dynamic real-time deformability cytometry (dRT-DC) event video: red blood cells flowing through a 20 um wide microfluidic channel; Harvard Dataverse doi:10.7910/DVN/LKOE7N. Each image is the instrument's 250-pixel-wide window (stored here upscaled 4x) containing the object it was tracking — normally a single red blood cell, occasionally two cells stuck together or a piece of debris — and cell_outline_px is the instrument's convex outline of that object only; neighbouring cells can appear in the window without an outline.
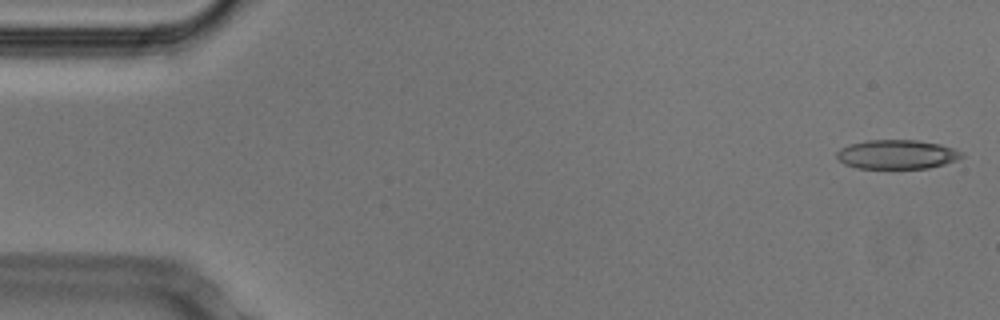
{"species": "Egyptian fruit bat (a non-hibernating species)", "species_latin": "Rousettus aegyptiacus", "temperature_condition": "cold", "stored_images_in_passage": 52, "camera_frame_rate_fps": 3000, "um_per_image_px": 0.085, "animal": {"sex": "male"}, "frame": {"image": 1, "passage_image": 1, "time_ms": 0.0, "image_size_px": [1000, 320], "cell_outline_px": [[964, 156], [956, 160], [944, 164], [928, 168], [856, 168], [844, 164], [836, 156], [836, 152], [840, 148], [852, 144], [868, 140], [916, 140], [940, 144], [956, 148]], "centroid_in_image_um": [76.24, 13.12], "position_along_channel_um": 8.8, "area_um2": 21.15}}
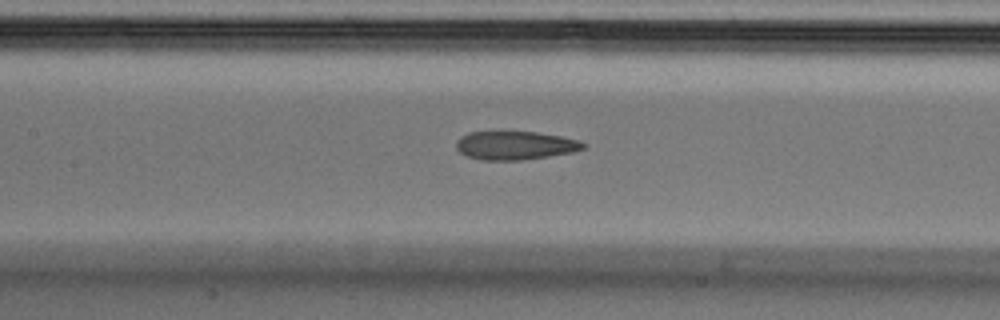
{"frame": {"image": 2, "passage_image": 23, "time_ms": 7.333, "image_size_px": [1000, 320], "cell_outline_px": [[588, 144], [584, 148], [572, 152], [548, 156], [520, 160], [480, 160], [468, 156], [460, 152], [456, 148], [456, 140], [460, 136], [468, 132], [492, 128], [536, 132], [560, 136], [580, 140]], "centroid_in_image_um": [43.72, 12.3], "position_along_channel_um": 163.7, "area_um2": 22.08}}
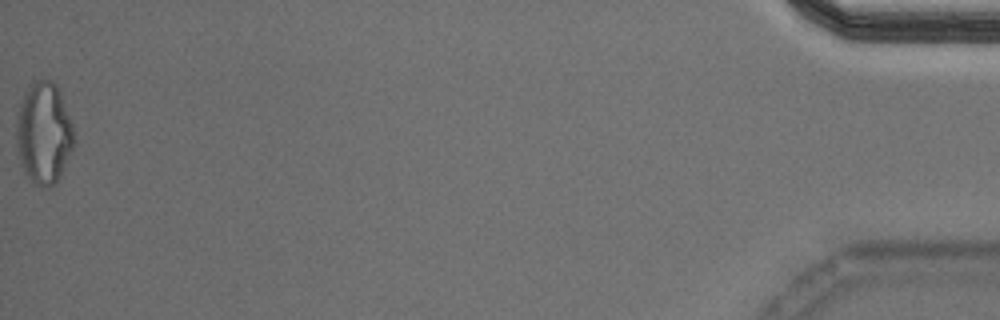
{"frame": {"image": 3, "passage_image": 52, "time_ms": 17.0, "image_size_px": [1000, 320], "cell_outline_px": [[76, 140], [60, 176], [48, 188], [44, 188], [32, 184], [24, 172], [16, 148], [16, 120], [20, 104], [24, 92], [28, 84], [32, 80], [52, 80], [56, 84], [60, 92], [72, 120], [76, 132]], "centroid_in_image_um": [3.73, 11.3], "position_along_channel_um": 431.5, "area_um2": 34.85}, "authors_computed_cell_mechanics": {"area_um2": 22.5709, "velocity_mm_per_s": 3.7951, "shape_relaxation_time_tau1_ms": null, "shape_relaxation_time_tau2_ms": 3.2306, "deformation_change_tau1": null, "deformation_change_tau2": 0.1271}}